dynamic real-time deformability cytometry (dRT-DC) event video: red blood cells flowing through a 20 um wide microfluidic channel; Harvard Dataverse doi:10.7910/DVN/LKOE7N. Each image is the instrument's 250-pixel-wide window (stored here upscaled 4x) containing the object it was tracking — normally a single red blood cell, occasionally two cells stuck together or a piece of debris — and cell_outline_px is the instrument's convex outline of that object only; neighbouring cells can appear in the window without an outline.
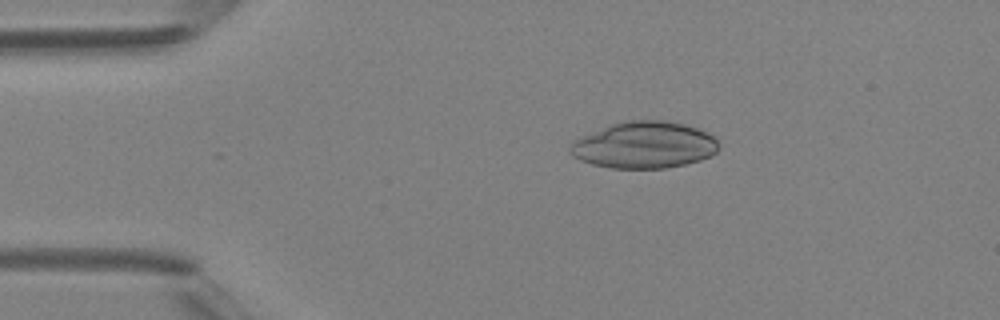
{"species": "Egyptian fruit bat (a non-hibernating species)", "species_latin": "Rousettus aegyptiacus", "temperature_condition": "room temperature", "stored_images_in_passage": 3, "camera_frame_rate_fps": 3000, "um_per_image_px": 0.085, "animal": {"sex": "female"}, "frame": {"image": 1, "passage_image": 2, "time_ms": 2.0, "image_size_px": [1000, 320], "cell_outline_px": [[720, 148], [716, 152], [700, 160], [684, 164], [664, 168], [612, 168], [592, 164], [580, 160], [572, 156], [568, 148], [568, 144], [572, 140], [580, 136], [612, 124], [628, 120], [664, 120], [684, 124], [708, 132], [716, 136], [720, 144]], "centroid_in_image_um": [54.75, 12.32], "position_along_channel_um": 30.2, "area_um2": 40.69}}